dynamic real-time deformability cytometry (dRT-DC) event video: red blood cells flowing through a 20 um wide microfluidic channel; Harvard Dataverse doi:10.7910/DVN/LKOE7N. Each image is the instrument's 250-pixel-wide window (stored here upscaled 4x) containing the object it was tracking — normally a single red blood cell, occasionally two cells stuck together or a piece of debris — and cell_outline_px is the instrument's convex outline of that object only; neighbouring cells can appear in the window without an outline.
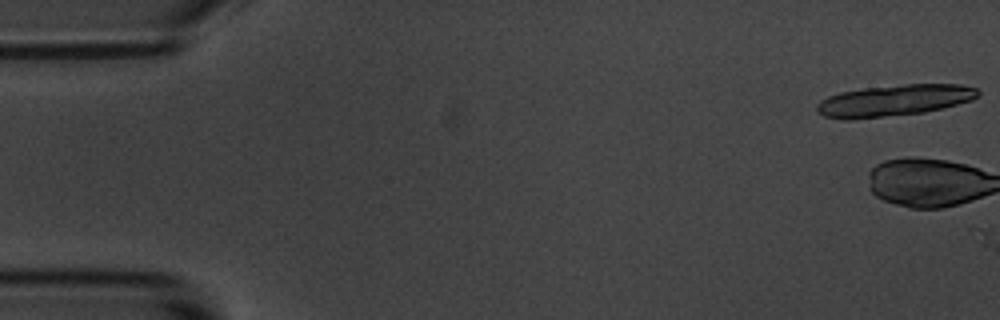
{"species": "common noctule bat (a hibernating species)", "species_latin": "Nyctalus noctula", "temperature_condition": "room temperature", "stored_images_in_passage": 2, "camera_frame_rate_fps": 3000, "um_per_image_px": 0.085, "animal": {"sex": "male", "body_mass_g": 20.1, "forearm_length_mm": 53.5}, "frame": {"image": 1, "passage_image": 1, "time_ms": 0.0, "image_size_px": [1000, 320], "cell_outline_px": [[980, 92], [972, 100], [924, 112], [848, 120], [844, 120], [824, 116], [816, 112], [816, 104], [820, 100], [828, 96], [840, 92], [864, 88], [904, 84], [960, 84], [976, 88]], "centroid_in_image_um": [75.94, 8.53], "position_along_channel_um": 9.1, "area_um2": 29.36}}